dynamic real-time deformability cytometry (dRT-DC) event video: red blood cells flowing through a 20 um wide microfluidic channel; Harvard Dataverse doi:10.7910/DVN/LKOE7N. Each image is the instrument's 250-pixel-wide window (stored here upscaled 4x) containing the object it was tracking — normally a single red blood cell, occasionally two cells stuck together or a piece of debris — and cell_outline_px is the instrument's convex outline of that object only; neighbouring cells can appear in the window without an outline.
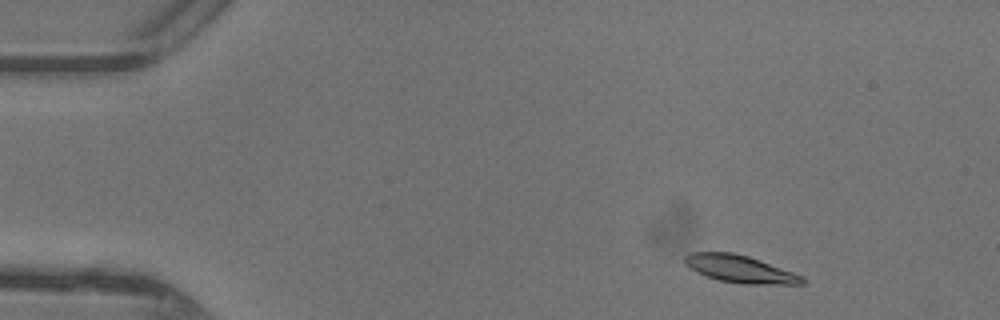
{"species": "common noctule bat (a hibernating species)", "species_latin": "Nyctalus noctula", "temperature_condition": "warm", "stored_images_in_passage": 45, "camera_frame_rate_fps": 3000, "um_per_image_px": 0.085, "animal": {"sex": "female"}, "frame": {"image": 1, "passage_image": 3, "time_ms": 0.667, "image_size_px": [1000, 320], "cell_outline_px": [[804, 284], [740, 284], [720, 280], [696, 272], [684, 260], [684, 256], [692, 252], [732, 252], [748, 256], [760, 260], [804, 276]], "centroid_in_image_um": [62.93, 22.86], "position_along_channel_um": 22.1, "area_um2": 18.55}}
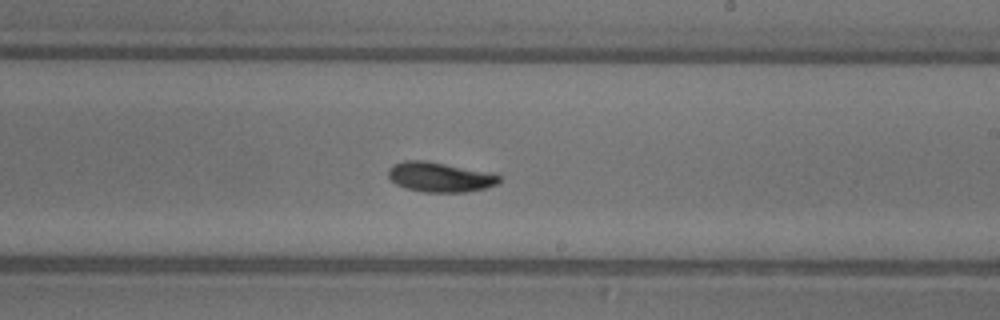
{"frame": {"image": 2, "passage_image": 25, "time_ms": 8.0, "image_size_px": [1000, 320], "cell_outline_px": [[500, 180], [496, 184], [484, 188], [468, 192], [424, 192], [404, 188], [396, 184], [388, 176], [388, 168], [392, 164], [404, 160], [424, 160], [492, 172], [500, 176]], "centroid_in_image_um": [37.36, 15.04], "position_along_channel_um": 251.6, "area_um2": 19.42}}
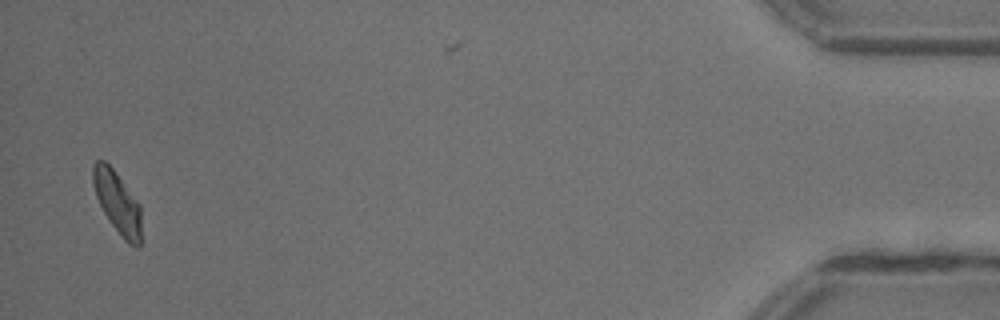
{"frame": {"image": 3, "passage_image": 43, "time_ms": 14.0, "image_size_px": [1000, 320], "cell_outline_px": [[140, 248], [136, 248], [128, 244], [120, 236], [108, 220], [96, 196], [92, 184], [92, 164], [96, 160], [104, 160], [116, 172], [140, 204]], "centroid_in_image_um": [9.96, 17.22], "position_along_channel_um": 425.2, "area_um2": 17.63}, "authors_computed_cell_mechanics": {"area_um2": 18.496, "velocity_mm_per_s": 4.3808, "shape_relaxation_time_tau1_ms": 2.7642, "shape_relaxation_time_tau2_ms": 6.5616, "deformation_change_tau1": 0.1208, "deformation_change_tau2": 0.1147}}